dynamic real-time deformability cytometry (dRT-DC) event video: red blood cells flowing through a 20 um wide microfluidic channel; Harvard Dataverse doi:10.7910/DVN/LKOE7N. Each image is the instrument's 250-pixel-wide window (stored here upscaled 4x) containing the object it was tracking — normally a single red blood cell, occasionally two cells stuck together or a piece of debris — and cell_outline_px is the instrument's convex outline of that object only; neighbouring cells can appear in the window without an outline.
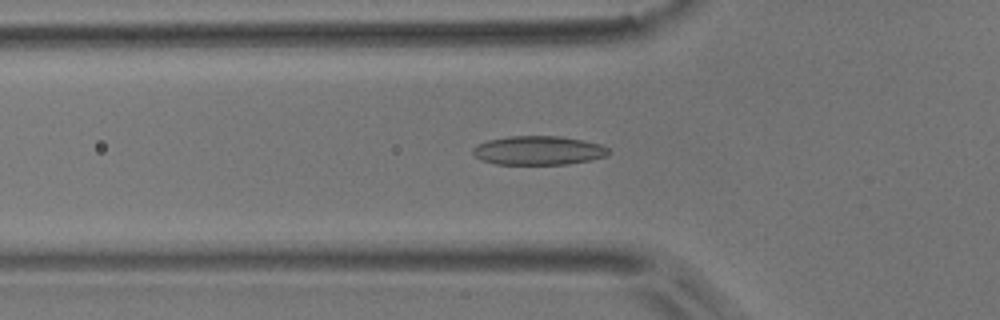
{"species": "common noctule bat (a hibernating species)", "species_latin": "Nyctalus noctula", "temperature_condition": "room temperature", "stored_images_in_passage": 55, "camera_frame_rate_fps": 3000, "um_per_image_px": 0.085, "animal": {"sex": "male", "body_mass_g": 17.9}, "frame": {"image": 1, "passage_image": 18, "time_ms": 5.667, "image_size_px": [1000, 320], "cell_outline_px": [[608, 152], [604, 156], [592, 160], [568, 164], [496, 164], [480, 160], [472, 152], [472, 148], [476, 144], [488, 140], [508, 136], [560, 136], [584, 140], [600, 144], [608, 148]], "centroid_in_image_um": [45.73, 12.78], "position_along_channel_um": 80.1, "area_um2": 22.95}}
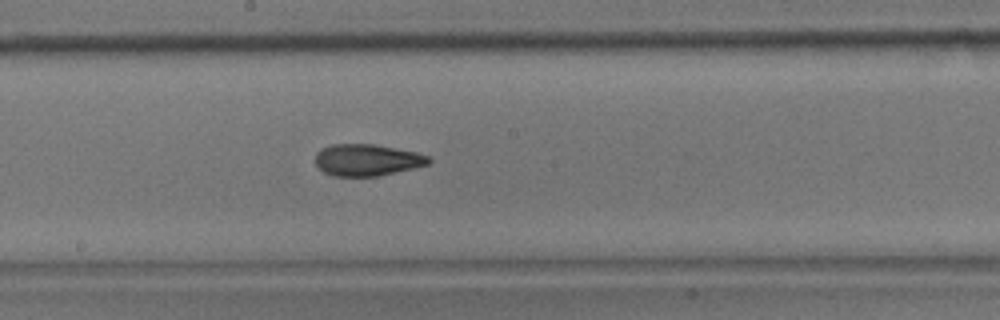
{"frame": {"image": 2, "passage_image": 29, "time_ms": 9.333, "image_size_px": [1000, 320], "cell_outline_px": [[432, 160], [428, 164], [416, 168], [380, 176], [332, 176], [324, 172], [316, 164], [316, 152], [320, 148], [332, 144], [372, 144], [416, 152], [428, 156]], "centroid_in_image_um": [31.2, 13.6], "position_along_channel_um": 217.0, "area_um2": 21.04}}
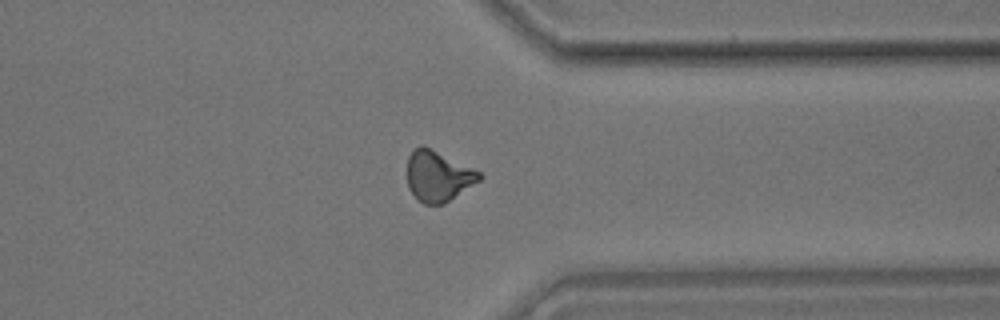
{"frame": {"image": 3, "passage_image": 42, "time_ms": 13.667, "image_size_px": [1000, 320], "cell_outline_px": [[484, 176], [480, 180], [444, 204], [424, 204], [408, 188], [408, 156], [412, 148], [420, 144], [472, 168], [480, 172]], "centroid_in_image_um": [37.22, 14.96], "position_along_channel_um": 374.2, "area_um2": 20.92}}